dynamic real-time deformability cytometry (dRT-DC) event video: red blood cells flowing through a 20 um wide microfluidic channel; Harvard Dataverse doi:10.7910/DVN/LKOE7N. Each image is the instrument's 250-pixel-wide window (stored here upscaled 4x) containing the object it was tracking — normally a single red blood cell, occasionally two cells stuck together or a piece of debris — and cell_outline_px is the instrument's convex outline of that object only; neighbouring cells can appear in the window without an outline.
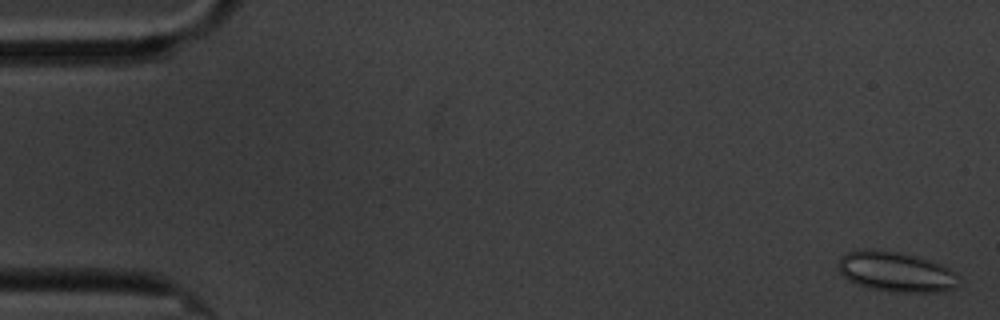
{"species": "common noctule bat (a hibernating species)", "species_latin": "Nyctalus noctula", "temperature_condition": "cold", "stored_images_in_passage": 9, "camera_frame_rate_fps": 3000, "um_per_image_px": 0.085, "animal": {"sex": "male", "body_mass_g": 20.1, "forearm_length_mm": 53.5}, "frame": {"image": 1, "passage_image": 1, "time_ms": 0.0, "image_size_px": [1000, 320], "cell_outline_px": [[956, 284], [952, 288], [936, 292], [888, 292], [868, 288], [856, 284], [848, 280], [840, 272], [840, 260], [848, 252], [856, 248], [872, 248], [900, 252], [916, 256], [940, 264], [956, 272]], "centroid_in_image_um": [76.11, 23.09], "position_along_channel_um": 8.9, "area_um2": 28.09}}
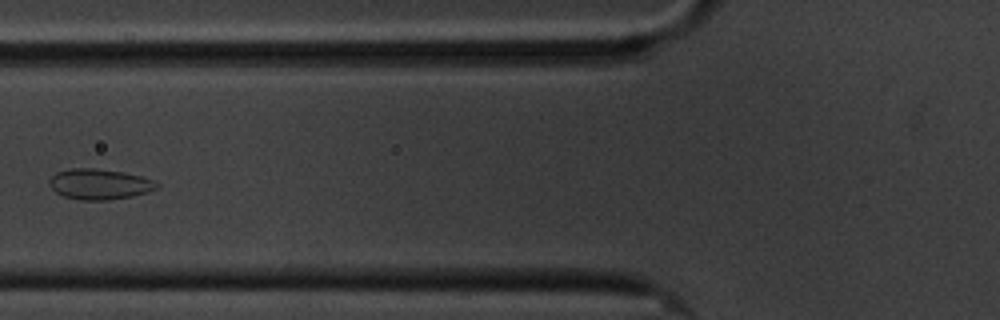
{"frame": {"image": 2, "passage_image": 7, "time_ms": 7.0, "image_size_px": [1000, 320], "cell_outline_px": [[160, 184], [156, 188], [148, 192], [132, 196], [108, 200], [80, 200], [64, 196], [56, 192], [48, 184], [48, 180], [56, 172], [72, 168], [96, 168], [124, 172], [156, 180]], "centroid_in_image_um": [8.46, 15.65], "position_along_channel_um": 117.3, "area_um2": 19.25}}
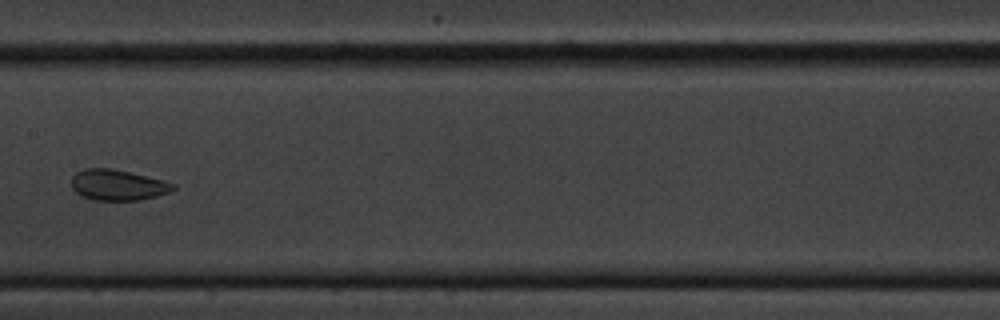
{"frame": {"image": 3, "passage_image": 9, "time_ms": 9.333, "image_size_px": [1000, 320], "cell_outline_px": [[176, 188], [168, 192], [156, 196], [140, 200], [92, 200], [80, 196], [72, 188], [72, 176], [76, 172], [84, 168], [112, 168], [164, 180], [176, 184]], "centroid_in_image_um": [9.99, 15.72], "position_along_channel_um": 197.4, "area_um2": 18.32}}